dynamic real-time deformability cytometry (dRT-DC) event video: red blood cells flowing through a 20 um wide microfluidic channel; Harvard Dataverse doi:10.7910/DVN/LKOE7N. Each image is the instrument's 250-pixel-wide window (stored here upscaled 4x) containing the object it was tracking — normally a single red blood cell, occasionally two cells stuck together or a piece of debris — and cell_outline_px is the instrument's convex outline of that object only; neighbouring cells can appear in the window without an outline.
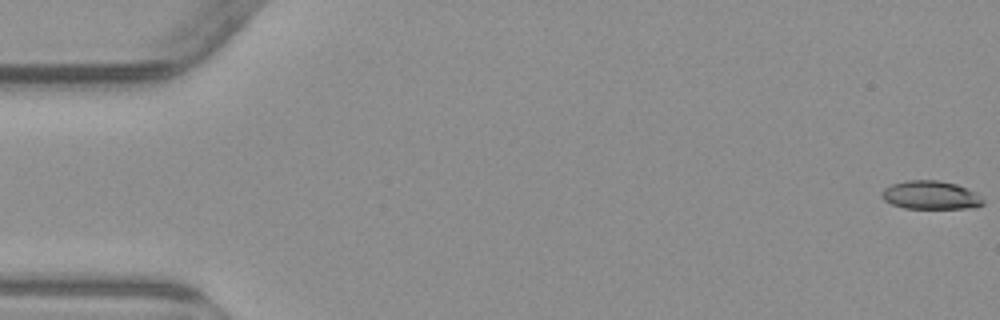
{"species": "common noctule bat (a hibernating species)", "species_latin": "Nyctalus noctula", "temperature_condition": "warm", "stored_images_in_passage": 6, "camera_frame_rate_fps": 3000, "um_per_image_px": 0.085, "animal": {"sex": "male", "body_mass_g": 23.1, "forearm_length_mm": 52.7}, "frame": {"image": 1, "passage_image": 1, "time_ms": 0.0, "image_size_px": [1000, 320], "cell_outline_px": [[984, 204], [976, 208], [904, 208], [892, 204], [884, 200], [880, 196], [880, 192], [884, 188], [892, 184], [908, 180], [940, 180], [956, 184], [968, 188], [976, 192], [984, 200]], "centroid_in_image_um": [79.12, 16.58], "position_along_channel_um": 5.9, "area_um2": 16.99}}
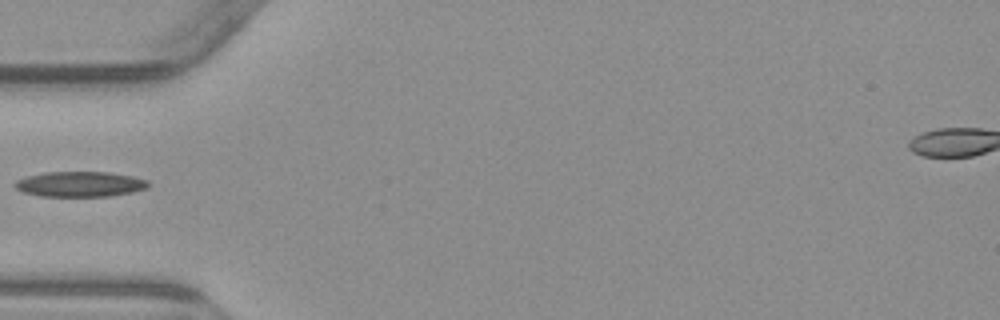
{"frame": {"image": 2, "passage_image": 5, "time_ms": 6.0, "image_size_px": [1000, 320], "cell_outline_px": [[148, 188], [132, 192], [108, 196], [40, 196], [24, 192], [16, 188], [12, 184], [16, 180], [28, 176], [44, 172], [108, 172], [132, 176], [148, 180]], "centroid_in_image_um": [6.79, 15.65], "position_along_channel_um": 78.2, "area_um2": 19.59}}
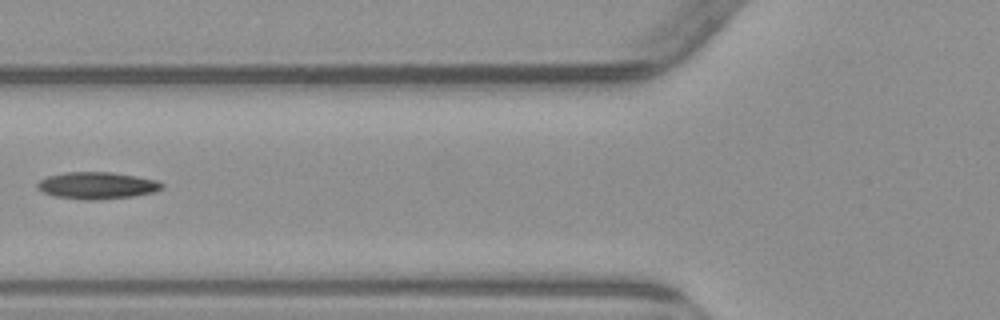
{"frame": {"image": 3, "passage_image": 6, "time_ms": 7.0, "image_size_px": [1000, 320], "cell_outline_px": [[164, 188], [156, 192], [132, 196], [96, 200], [84, 200], [52, 196], [44, 192], [36, 184], [40, 180], [48, 176], [68, 172], [112, 172], [136, 176], [156, 180], [164, 184]], "centroid_in_image_um": [8.28, 15.77], "position_along_channel_um": 117.5, "area_um2": 19.54}}